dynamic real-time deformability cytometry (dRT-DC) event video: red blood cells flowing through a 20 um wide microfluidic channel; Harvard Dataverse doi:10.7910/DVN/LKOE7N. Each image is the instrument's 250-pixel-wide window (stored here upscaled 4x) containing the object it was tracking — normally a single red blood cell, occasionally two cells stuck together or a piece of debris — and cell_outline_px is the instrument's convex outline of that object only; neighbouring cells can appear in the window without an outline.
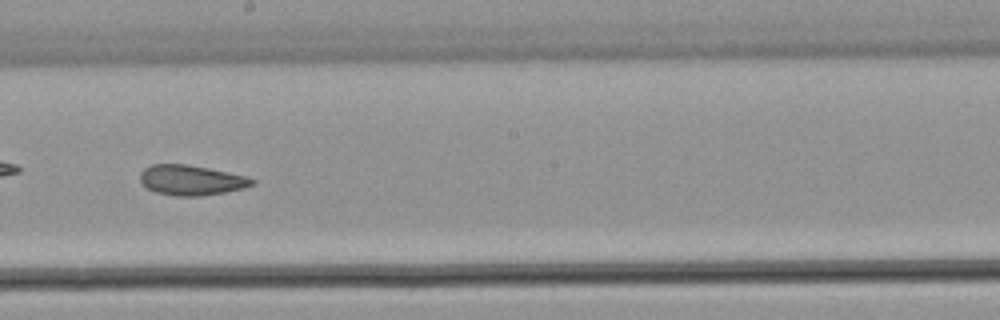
{"species": "common noctule bat (a hibernating species)", "species_latin": "Nyctalus noctula", "temperature_condition": "warm", "stored_images_in_passage": 42, "camera_frame_rate_fps": 3000, "um_per_image_px": 0.085, "animal": {"sex": "male", "body_mass_g": 21.5, "forearm_length_mm": 52.0}, "frame": {"image": 1, "passage_image": 19, "time_ms": 6.0, "image_size_px": [1000, 320], "cell_outline_px": [[256, 184], [224, 192], [200, 196], [176, 196], [156, 192], [148, 188], [140, 180], [140, 172], [144, 168], [152, 164], [188, 164], [208, 168], [244, 176], [256, 180]], "centroid_in_image_um": [16.23, 15.31], "position_along_channel_um": 232.0, "area_um2": 19.42}, "authors_computed_cell_mechanics": {"area_um2": 20.1433, "velocity_mm_per_s": 3.8896, "shape_relaxation_time_tau1_ms": null, "shape_relaxation_time_tau2_ms": 2.7651, "deformation_change_tau1": null, "deformation_change_tau2": 0.0971}}